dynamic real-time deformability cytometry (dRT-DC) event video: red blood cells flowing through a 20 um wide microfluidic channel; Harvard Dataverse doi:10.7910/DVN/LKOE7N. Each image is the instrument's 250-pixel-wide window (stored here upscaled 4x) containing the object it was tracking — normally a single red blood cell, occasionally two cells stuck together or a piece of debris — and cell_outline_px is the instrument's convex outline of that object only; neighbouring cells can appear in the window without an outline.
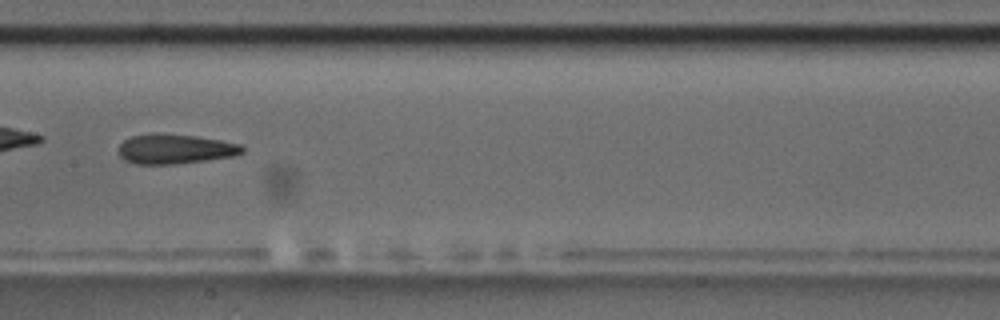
{"species": "common noctule bat (a hibernating species)", "species_latin": "Nyctalus noctula", "temperature_condition": "room temperature", "stored_images_in_passage": 12, "camera_frame_rate_fps": 3000, "um_per_image_px": 0.085, "animal": {"sex": "male", "body_mass_g": 17.5, "forearm_length_mm": 52.3}, "frame": {"image": 1, "passage_image": 9, "time_ms": 9.333, "image_size_px": [1000, 320], "cell_outline_px": [[244, 152], [236, 156], [176, 164], [136, 164], [124, 160], [120, 156], [120, 144], [124, 140], [132, 136], [152, 132], [196, 136], [220, 140], [240, 144], [244, 148]], "centroid_in_image_um": [14.89, 12.66], "position_along_channel_um": 192.5, "area_um2": 21.56}}
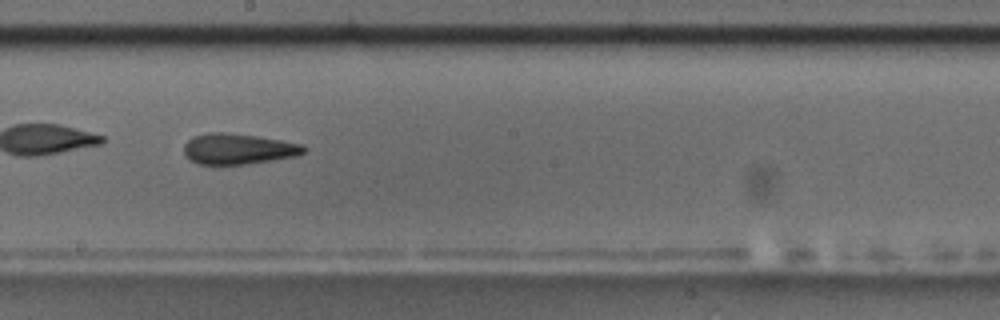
{"frame": {"image": 2, "passage_image": 10, "time_ms": 10.333, "image_size_px": [1000, 320], "cell_outline_px": [[308, 148], [300, 156], [248, 164], [196, 164], [188, 160], [184, 156], [184, 144], [192, 136], [208, 132], [220, 132], [256, 136], [304, 144]], "centroid_in_image_um": [20.25, 12.66], "position_along_channel_um": 227.9, "area_um2": 21.79}}